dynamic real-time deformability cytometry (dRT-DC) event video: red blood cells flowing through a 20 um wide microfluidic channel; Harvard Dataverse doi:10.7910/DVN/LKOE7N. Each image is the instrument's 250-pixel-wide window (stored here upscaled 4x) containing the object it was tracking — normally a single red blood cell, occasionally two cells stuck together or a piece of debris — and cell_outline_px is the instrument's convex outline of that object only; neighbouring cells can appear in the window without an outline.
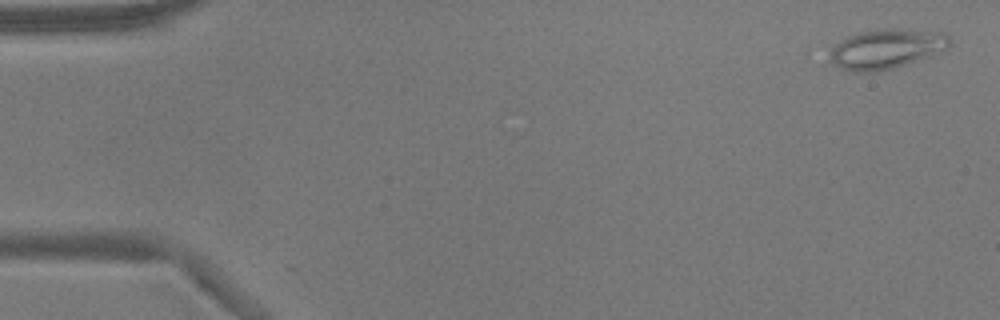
{"species": "common noctule bat (a hibernating species)", "species_latin": "Nyctalus noctula", "temperature_condition": "warm", "stored_images_in_passage": 54, "segment_of_instrument_passage": [1, 2], "camera_frame_rate_fps": 3000, "um_per_image_px": 0.085, "animal": {"sex": "male", "body_mass_g": 17.9}, "frame": {"image": 1, "passage_image": 2, "time_ms": 0.333, "image_size_px": [1000, 320], "cell_outline_px": [[952, 44], [948, 48], [932, 56], [892, 68], [872, 72], [852, 72], [836, 64], [832, 60], [832, 48], [836, 44], [848, 36], [856, 32], [876, 28], [900, 28], [944, 32], [952, 40]], "centroid_in_image_um": [75.43, 4.11], "position_along_channel_um": 9.6, "area_um2": 27.86}}
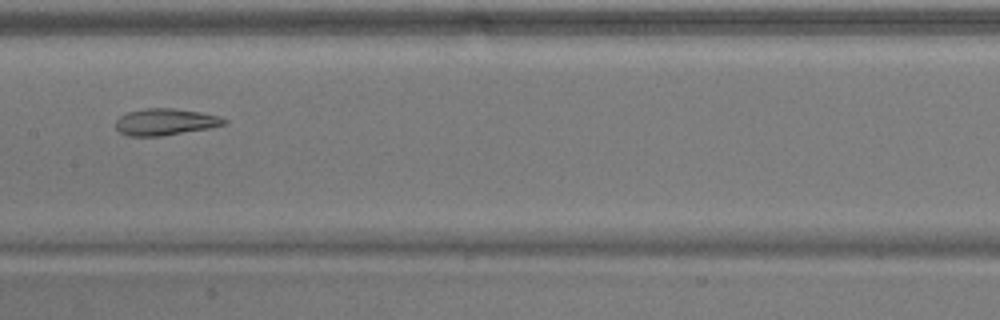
{"frame": {"image": 2, "passage_image": 27, "time_ms": 8.667, "image_size_px": [1000, 320], "cell_outline_px": [[228, 124], [208, 128], [160, 136], [128, 136], [120, 132], [116, 128], [116, 120], [120, 116], [128, 112], [148, 108], [172, 108], [200, 112], [220, 116], [228, 120]], "centroid_in_image_um": [14.07, 10.36], "position_along_channel_um": 193.3, "area_um2": 16.76}}
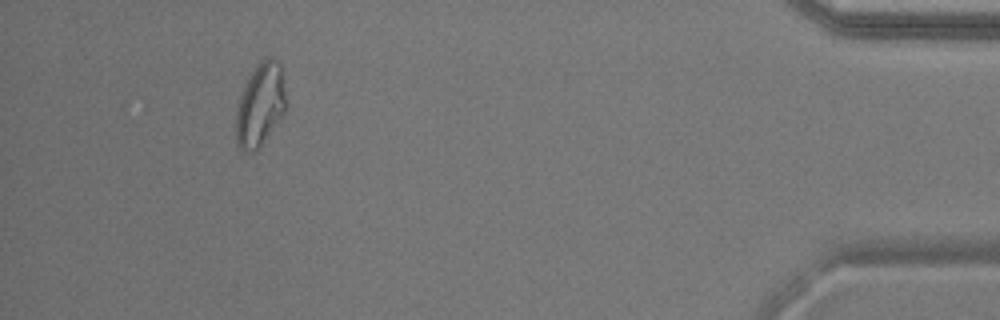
{"frame": {"image": 3, "passage_image": 49, "time_ms": 16.0, "image_size_px": [1000, 320], "cell_outline_px": [[284, 112], [260, 144], [252, 152], [244, 152], [240, 148], [236, 140], [236, 112], [240, 96], [256, 64], [264, 56], [272, 56], [280, 64], [284, 92]], "centroid_in_image_um": [22.09, 8.86], "position_along_channel_um": 413.1, "area_um2": 23.35}}